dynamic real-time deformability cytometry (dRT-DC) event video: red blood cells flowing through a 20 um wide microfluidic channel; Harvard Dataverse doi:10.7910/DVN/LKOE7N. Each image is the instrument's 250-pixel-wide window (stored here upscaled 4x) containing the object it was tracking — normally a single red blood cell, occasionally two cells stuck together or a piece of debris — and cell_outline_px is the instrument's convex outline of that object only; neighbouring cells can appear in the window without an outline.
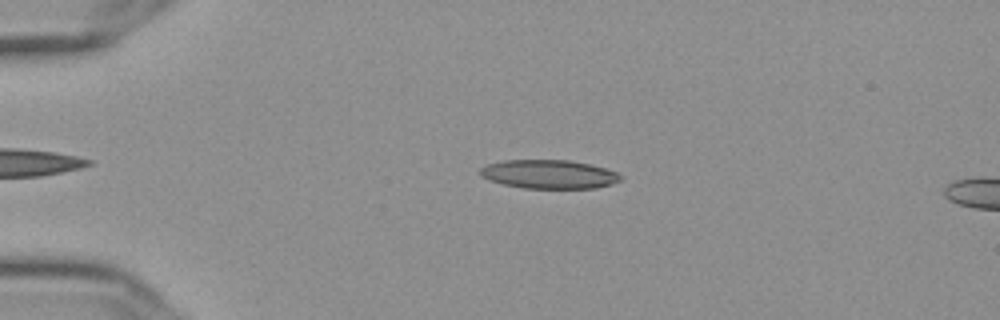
{"species": "Egyptian fruit bat (a non-hibernating species)", "species_latin": "Rousettus aegyptiacus", "temperature_condition": "cold", "stored_images_in_passage": 55, "camera_frame_rate_fps": 3000, "um_per_image_px": 0.085, "frame": {"image": 1, "passage_image": 12, "time_ms": 3.667, "image_size_px": [1000, 320], "cell_outline_px": [[624, 176], [620, 180], [612, 184], [596, 188], [524, 188], [504, 184], [488, 180], [480, 176], [480, 168], [488, 164], [504, 160], [568, 160], [592, 164], [616, 172]], "centroid_in_image_um": [46.67, 14.81], "position_along_channel_um": 38.3, "area_um2": 23.58}}
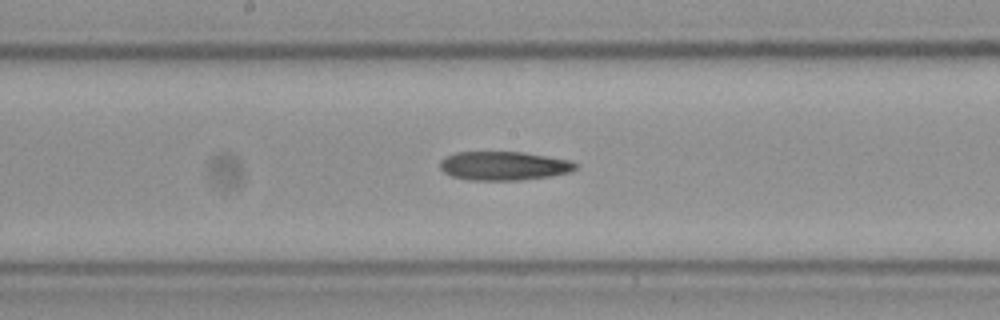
{"frame": {"image": 2, "passage_image": 29, "time_ms": 9.333, "image_size_px": [1000, 320], "cell_outline_px": [[576, 168], [568, 172], [548, 176], [520, 180], [472, 180], [452, 176], [444, 172], [440, 168], [440, 160], [456, 152], [524, 152], [568, 160], [576, 164]], "centroid_in_image_um": [42.78, 14.09], "position_along_channel_um": 205.4, "area_um2": 22.43}}
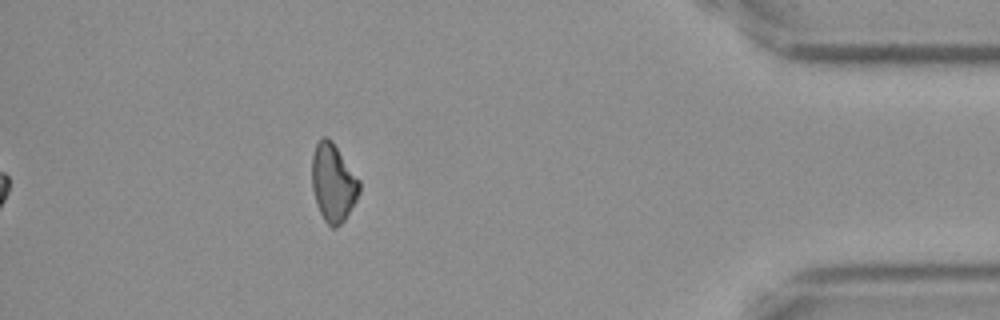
{"frame": {"image": 3, "passage_image": 49, "time_ms": 16.0, "image_size_px": [1000, 320], "cell_outline_px": [[360, 192], [356, 200], [344, 220], [336, 228], [332, 228], [324, 220], [316, 204], [312, 188], [312, 156], [316, 144], [324, 136], [328, 136], [332, 140], [360, 180]], "centroid_in_image_um": [28.32, 15.52], "position_along_channel_um": 406.9, "area_um2": 21.56}}